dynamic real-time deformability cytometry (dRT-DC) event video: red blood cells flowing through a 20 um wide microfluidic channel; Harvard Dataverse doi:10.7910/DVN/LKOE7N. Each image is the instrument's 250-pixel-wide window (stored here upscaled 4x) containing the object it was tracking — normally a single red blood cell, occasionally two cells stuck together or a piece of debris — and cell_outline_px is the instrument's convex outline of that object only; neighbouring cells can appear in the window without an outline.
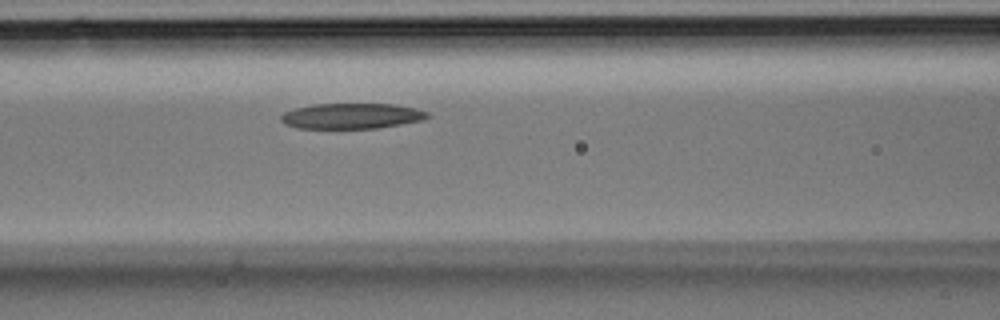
{"species": "Egyptian fruit bat (a non-hibernating species)", "species_latin": "Rousettus aegyptiacus", "temperature_condition": "room temperature", "stored_images_in_passage": 24, "camera_frame_rate_fps": 3000, "um_per_image_px": 0.085, "animal": {"sex": "male"}, "frame": {"image": 1, "passage_image": 7, "time_ms": 2.0, "image_size_px": [1000, 320], "cell_outline_px": [[428, 116], [424, 120], [376, 128], [296, 128], [284, 124], [280, 120], [280, 116], [284, 112], [296, 108], [312, 104], [392, 104], [416, 108], [428, 112]], "centroid_in_image_um": [29.86, 9.86], "position_along_channel_um": 136.7, "area_um2": 21.73}}
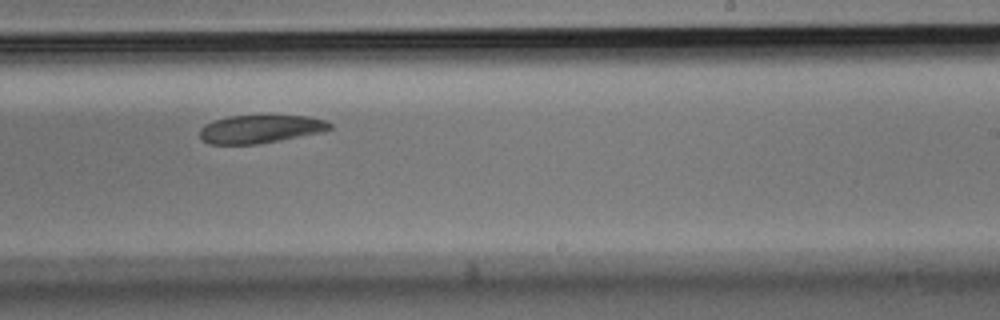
{"frame": {"image": 2, "passage_image": 14, "time_ms": 4.333, "image_size_px": [1000, 320], "cell_outline_px": [[332, 128], [324, 132], [280, 140], [256, 144], [208, 144], [200, 140], [200, 128], [204, 124], [228, 116], [308, 116], [324, 120], [332, 124]], "centroid_in_image_um": [22.12, 10.97], "position_along_channel_um": 266.9, "area_um2": 21.33}}
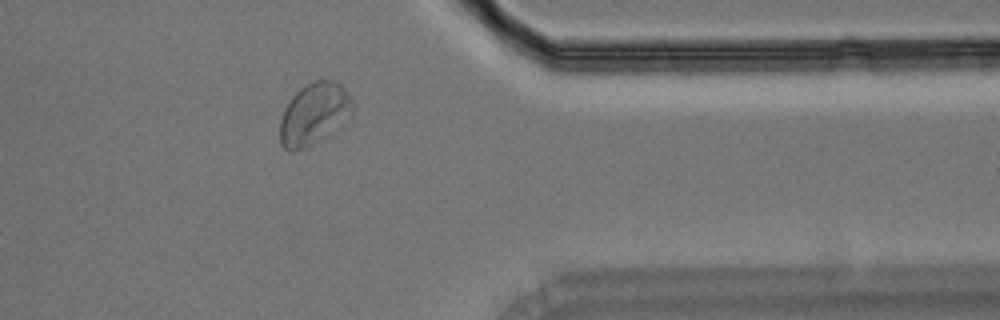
{"frame": {"image": 3, "passage_image": 21, "time_ms": 6.667, "image_size_px": [1000, 320], "cell_outline_px": [[352, 116], [336, 132], [300, 148], [288, 152], [280, 144], [280, 120], [284, 108], [292, 96], [300, 88], [312, 80], [320, 76], [336, 80], [352, 96]], "centroid_in_image_um": [26.74, 9.62], "position_along_channel_um": 384.7, "area_um2": 26.82}}